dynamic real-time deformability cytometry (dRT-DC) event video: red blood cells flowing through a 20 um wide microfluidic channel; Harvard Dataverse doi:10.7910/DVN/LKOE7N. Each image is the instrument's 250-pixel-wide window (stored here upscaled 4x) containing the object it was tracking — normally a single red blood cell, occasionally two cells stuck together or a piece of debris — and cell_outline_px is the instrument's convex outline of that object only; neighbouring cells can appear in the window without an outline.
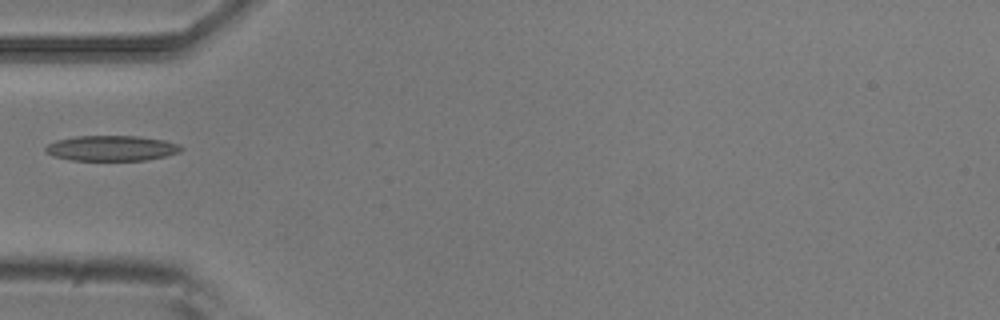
{"species": "common noctule bat (a hibernating species)", "species_latin": "Nyctalus noctula", "temperature_condition": "room temperature", "stored_images_in_passage": 2, "camera_frame_rate_fps": 3000, "um_per_image_px": 0.085, "animal": {"sex": "male", "body_mass_g": 20.5, "forearm_length_mm": 52.5}, "frame": {"image": 1, "passage_image": 1, "time_ms": 0.0, "image_size_px": [1000, 320], "cell_outline_px": [[184, 148], [180, 152], [164, 156], [144, 160], [72, 160], [52, 156], [44, 152], [44, 148], [48, 144], [56, 140], [76, 136], [140, 136], [164, 140], [180, 144]], "centroid_in_image_um": [9.47, 12.59], "position_along_channel_um": 75.5, "area_um2": 20.11}}
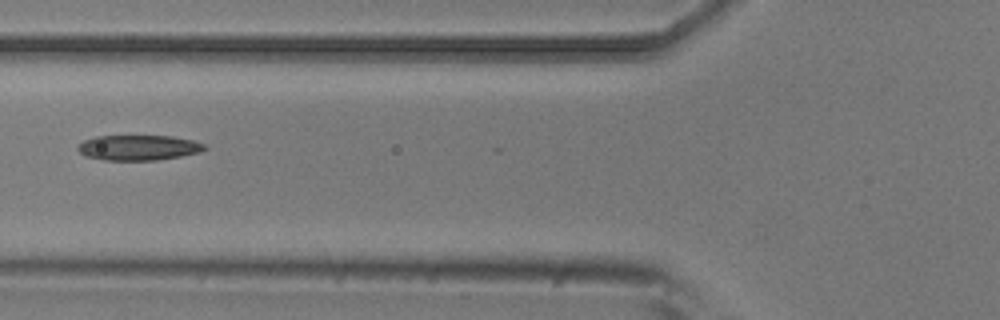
{"frame": {"image": 2, "passage_image": 2, "time_ms": 0.333, "image_size_px": [1000, 320], "cell_outline_px": [[208, 148], [200, 152], [180, 156], [156, 160], [104, 160], [84, 156], [76, 148], [84, 140], [96, 136], [172, 136], [192, 140], [204, 144]], "centroid_in_image_um": [11.76, 12.55], "position_along_channel_um": 114.0, "area_um2": 18.61}}